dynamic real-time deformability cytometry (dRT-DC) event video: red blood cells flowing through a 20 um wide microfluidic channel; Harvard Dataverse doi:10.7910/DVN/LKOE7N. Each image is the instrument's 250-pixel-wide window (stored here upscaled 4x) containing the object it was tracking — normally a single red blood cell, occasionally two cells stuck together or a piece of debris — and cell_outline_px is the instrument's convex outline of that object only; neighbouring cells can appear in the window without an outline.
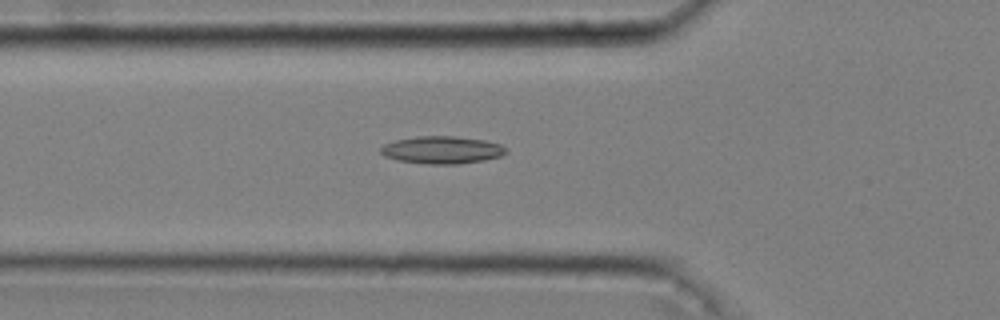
{"species": "common noctule bat (a hibernating species)", "species_latin": "Nyctalus noctula", "temperature_condition": "cold", "stored_images_in_passage": 51, "camera_frame_rate_fps": 3000, "um_per_image_px": 0.085, "animal": {"sex": "male", "body_mass_g": 20.4}, "frame": {"image": 1, "passage_image": 19, "time_ms": 6.0, "image_size_px": [1000, 320], "cell_outline_px": [[508, 152], [500, 156], [484, 160], [456, 164], [428, 164], [396, 160], [384, 156], [380, 152], [380, 148], [384, 144], [396, 140], [416, 136], [452, 136], [484, 140], [500, 144], [508, 148]], "centroid_in_image_um": [37.56, 12.74], "position_along_channel_um": 88.2, "area_um2": 20.11}}
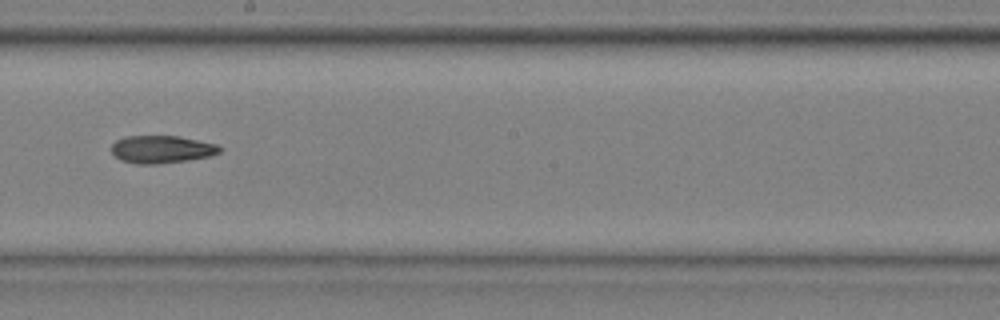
{"frame": {"image": 2, "passage_image": 31, "time_ms": 10.0, "image_size_px": [1000, 320], "cell_outline_px": [[224, 148], [220, 152], [212, 156], [188, 160], [156, 164], [136, 164], [120, 160], [112, 152], [112, 144], [116, 140], [124, 136], [180, 136], [216, 144]], "centroid_in_image_um": [13.76, 12.69], "position_along_channel_um": 234.4, "area_um2": 17.57}}
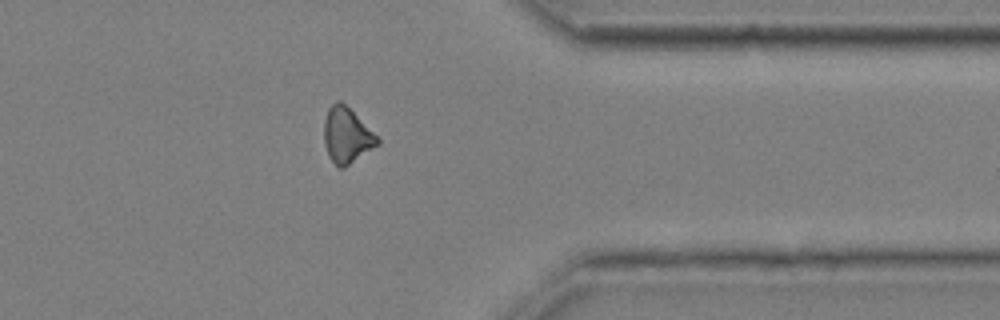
{"frame": {"image": 3, "passage_image": 44, "time_ms": 14.333, "image_size_px": [1000, 320], "cell_outline_px": [[380, 144], [344, 168], [340, 168], [328, 156], [324, 144], [324, 120], [328, 108], [336, 100], [340, 100], [380, 140]], "centroid_in_image_um": [29.44, 11.53], "position_along_channel_um": 382.0, "area_um2": 16.94}, "authors_computed_cell_mechanics": {"area_um2": 17.918, "velocity_mm_per_s": 3.6489, "shape_relaxation_time_tau1_ms": null, "shape_relaxation_time_tau2_ms": 11.1106, "deformation_change_tau1": null, "deformation_change_tau2": 0.2087}}